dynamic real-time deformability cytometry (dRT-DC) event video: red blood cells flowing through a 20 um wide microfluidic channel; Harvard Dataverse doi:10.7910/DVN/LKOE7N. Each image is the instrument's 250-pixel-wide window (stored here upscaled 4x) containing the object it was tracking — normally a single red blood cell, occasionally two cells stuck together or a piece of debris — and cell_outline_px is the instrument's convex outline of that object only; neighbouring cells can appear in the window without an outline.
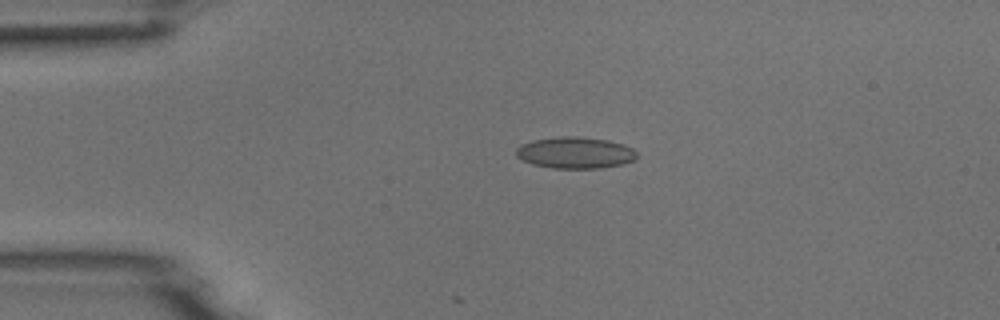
{"species": "common noctule bat (a hibernating species)", "species_latin": "Nyctalus noctula", "temperature_condition": "room temperature", "stored_images_in_passage": 6, "camera_frame_rate_fps": 3000, "um_per_image_px": 0.085, "animal": {"sex": "male", "body_mass_g": 18.8}, "frame": {"image": 1, "passage_image": 4, "time_ms": 3.667, "image_size_px": [1000, 320], "cell_outline_px": [[636, 160], [624, 164], [600, 168], [552, 168], [532, 164], [516, 156], [516, 148], [520, 144], [532, 140], [564, 136], [580, 136], [608, 140], [624, 144], [632, 148], [636, 152]], "centroid_in_image_um": [48.9, 12.98], "position_along_channel_um": 36.1, "area_um2": 22.31}}
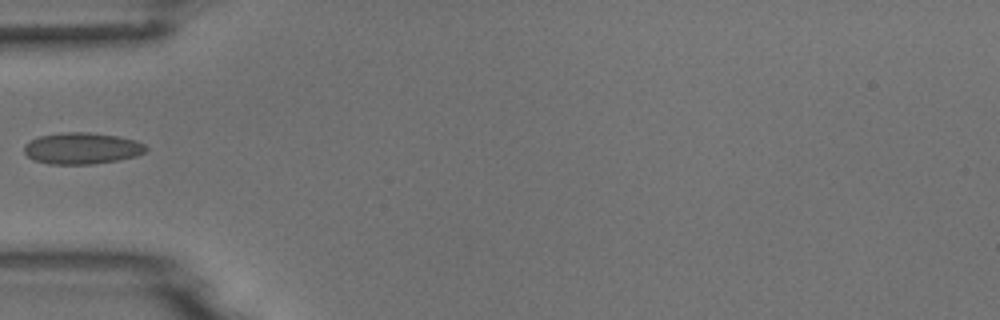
{"frame": {"image": 2, "passage_image": 5, "time_ms": 5.667, "image_size_px": [1000, 320], "cell_outline_px": [[148, 148], [144, 152], [136, 156], [120, 160], [92, 164], [48, 164], [32, 160], [24, 152], [24, 144], [40, 136], [60, 132], [88, 132], [116, 136], [136, 140], [144, 144]], "centroid_in_image_um": [6.95, 12.61], "position_along_channel_um": 78.0, "area_um2": 22.43}}